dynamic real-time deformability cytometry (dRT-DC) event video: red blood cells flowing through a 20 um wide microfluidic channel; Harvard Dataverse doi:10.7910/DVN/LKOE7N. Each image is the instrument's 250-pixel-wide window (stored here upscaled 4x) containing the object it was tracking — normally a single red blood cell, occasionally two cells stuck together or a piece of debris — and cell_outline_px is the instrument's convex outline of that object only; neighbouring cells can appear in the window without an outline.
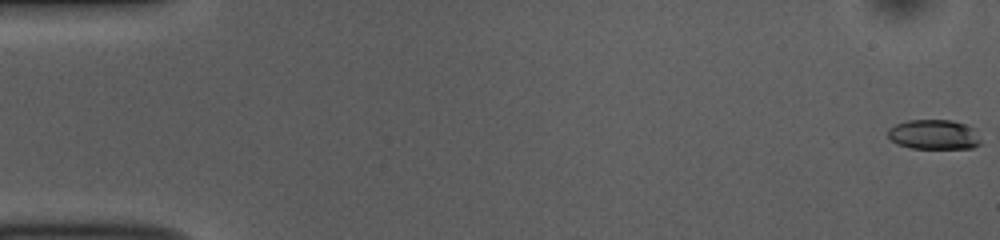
{"species": "common noctule bat (a hibernating species)", "species_latin": "Nyctalus noctula", "temperature_condition": "room temperature", "stored_images_in_passage": 54, "camera_frame_rate_fps": 3000, "um_per_image_px": 0.085, "animal": {"sex": "female", "body_mass_g": 10.0, "forearm_length_mm": 53.1}, "frame": {"image": 1, "passage_image": 1, "time_ms": 0.0, "image_size_px": [1000, 240], "cell_outline_px": [[980, 144], [972, 148], [912, 148], [896, 144], [888, 136], [888, 128], [896, 124], [908, 120], [952, 120], [968, 124], [976, 128], [980, 140]], "centroid_in_image_um": [79.42, 11.42], "position_along_channel_um": 5.6, "area_um2": 16.3}}
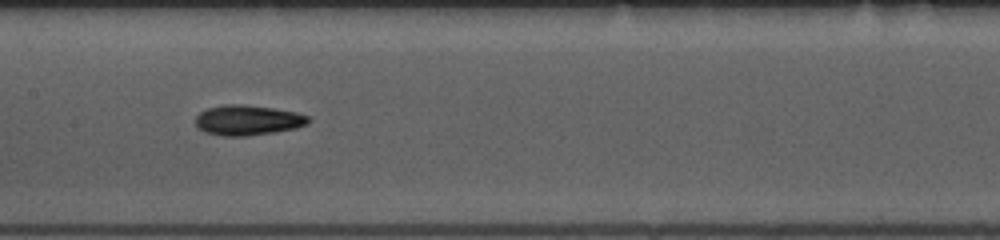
{"frame": {"image": 2, "passage_image": 27, "time_ms": 8.667, "image_size_px": [1000, 240], "cell_outline_px": [[312, 120], [308, 124], [296, 128], [272, 132], [244, 136], [224, 136], [204, 132], [196, 128], [196, 116], [200, 112], [208, 108], [224, 104], [244, 104], [272, 108], [296, 112], [308, 116]], "centroid_in_image_um": [21.05, 10.21], "position_along_channel_um": 186.4, "area_um2": 19.88}}
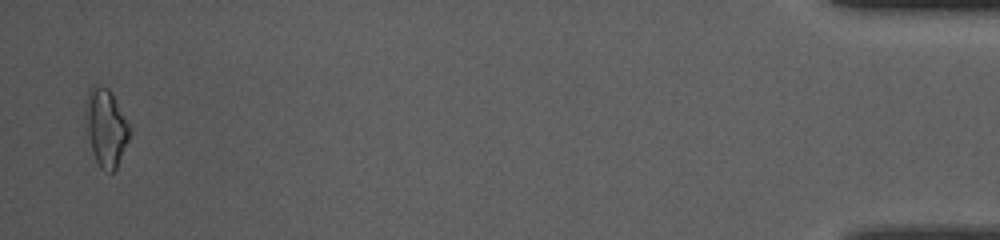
{"frame": {"image": 3, "passage_image": 53, "time_ms": 17.333, "image_size_px": [1000, 240], "cell_outline_px": [[132, 128], [128, 140], [116, 168], [112, 172], [104, 172], [100, 168], [92, 152], [88, 136], [84, 116], [84, 100], [88, 88], [92, 84], [96, 84], [108, 88], [132, 124]], "centroid_in_image_um": [8.99, 10.78], "position_along_channel_um": 426.2, "area_um2": 20.58}, "authors_computed_cell_mechanics": {"area_um2": 18.0047, "velocity_mm_per_s": 3.7763, "shape_relaxation_time_tau1_ms": 7.7525, "shape_relaxation_time_tau2_ms": null, "deformation_change_tau1": 0.1521, "deformation_change_tau2": null}}